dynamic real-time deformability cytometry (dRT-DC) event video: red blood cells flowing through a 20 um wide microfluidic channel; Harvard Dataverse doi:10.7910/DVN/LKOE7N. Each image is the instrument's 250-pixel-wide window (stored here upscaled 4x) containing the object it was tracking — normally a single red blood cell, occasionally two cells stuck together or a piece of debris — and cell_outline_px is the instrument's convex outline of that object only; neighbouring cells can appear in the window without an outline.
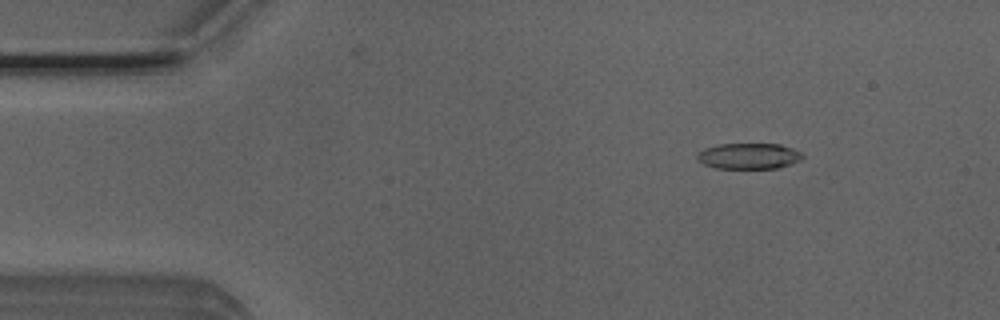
{"species": "Egyptian fruit bat (a non-hibernating species)", "species_latin": "Rousettus aegyptiacus", "temperature_condition": "room temperature", "stored_images_in_passage": 42, "segment_of_instrument_passage": [1, 2], "camera_frame_rate_fps": 3000, "um_per_image_px": 0.085, "animal": {"sex": "male"}, "frame": {"image": 1, "passage_image": 7, "time_ms": 2.0, "image_size_px": [1000, 320], "cell_outline_px": [[804, 156], [800, 160], [776, 168], [716, 168], [704, 164], [696, 160], [696, 156], [704, 148], [716, 144], [780, 144], [792, 148], [800, 152]], "centroid_in_image_um": [63.61, 13.25], "position_along_channel_um": 21.4, "area_um2": 15.78}}
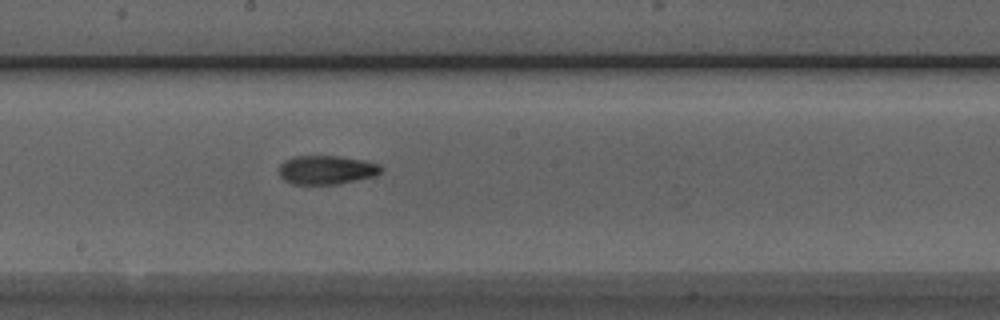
{"frame": {"image": 2, "passage_image": 28, "time_ms": 9.0, "image_size_px": [1000, 320], "cell_outline_px": [[384, 168], [376, 176], [340, 184], [292, 184], [284, 180], [280, 176], [276, 168], [284, 160], [292, 156], [336, 156], [364, 160], [380, 164]], "centroid_in_image_um": [27.73, 14.44], "position_along_channel_um": 220.5, "area_um2": 17.51}}
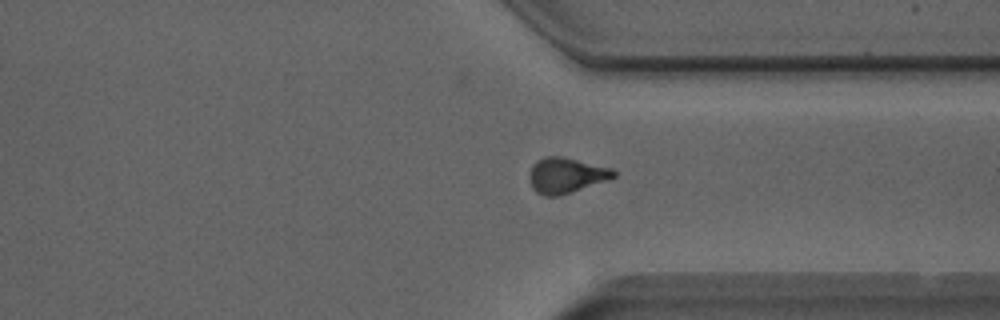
{"frame": {"image": 3, "passage_image": 39, "time_ms": 12.667, "image_size_px": [1000, 320], "cell_outline_px": [[616, 176], [608, 180], [560, 196], [544, 196], [536, 192], [532, 188], [528, 180], [528, 176], [532, 164], [536, 160], [544, 156], [560, 156], [612, 168], [616, 172]], "centroid_in_image_um": [48.08, 14.91], "position_along_channel_um": 363.3, "area_um2": 17.63}}